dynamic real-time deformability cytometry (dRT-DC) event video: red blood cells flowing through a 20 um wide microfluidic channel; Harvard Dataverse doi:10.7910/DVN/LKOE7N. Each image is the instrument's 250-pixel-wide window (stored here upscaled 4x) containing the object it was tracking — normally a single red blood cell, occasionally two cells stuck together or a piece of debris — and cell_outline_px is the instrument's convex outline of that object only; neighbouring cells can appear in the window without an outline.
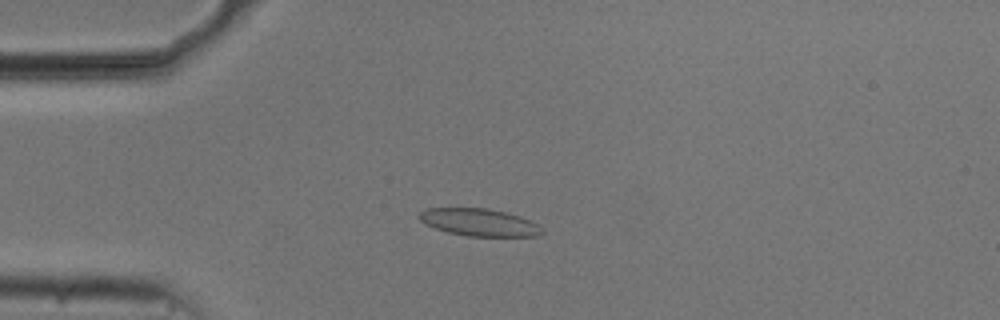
{"species": "common noctule bat (a hibernating species)", "species_latin": "Nyctalus noctula", "temperature_condition": "cold", "stored_images_in_passage": 53, "camera_frame_rate_fps": 3000, "um_per_image_px": 0.085, "animal": {"sex": "male", "body_mass_g": 20.5, "forearm_length_mm": 52.5}, "frame": {"image": 1, "passage_image": 13, "time_ms": 4.0, "image_size_px": [1000, 320], "cell_outline_px": [[544, 232], [536, 236], [468, 236], [448, 232], [436, 228], [420, 220], [420, 212], [424, 208], [488, 208], [520, 216], [536, 224]], "centroid_in_image_um": [40.72, 18.89], "position_along_channel_um": 44.3, "area_um2": 19.25}}
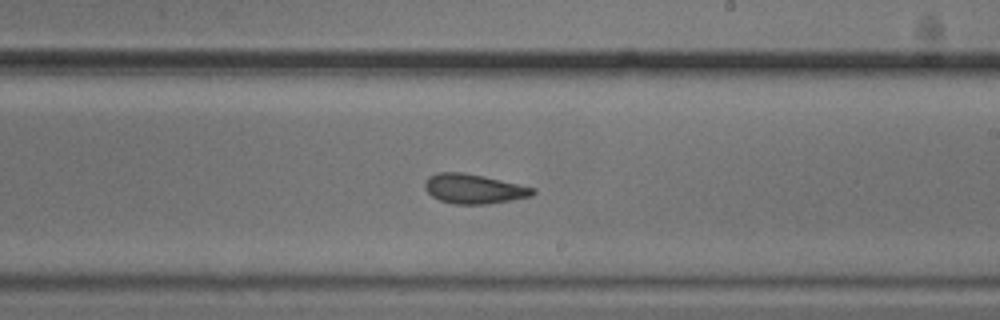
{"frame": {"image": 2, "passage_image": 31, "time_ms": 10.0, "image_size_px": [1000, 320], "cell_outline_px": [[536, 192], [532, 196], [488, 204], [452, 204], [440, 200], [432, 196], [424, 188], [424, 180], [428, 176], [436, 172], [464, 172], [484, 176], [536, 188]], "centroid_in_image_um": [40.25, 16.04], "position_along_channel_um": 248.7, "area_um2": 18.79}}
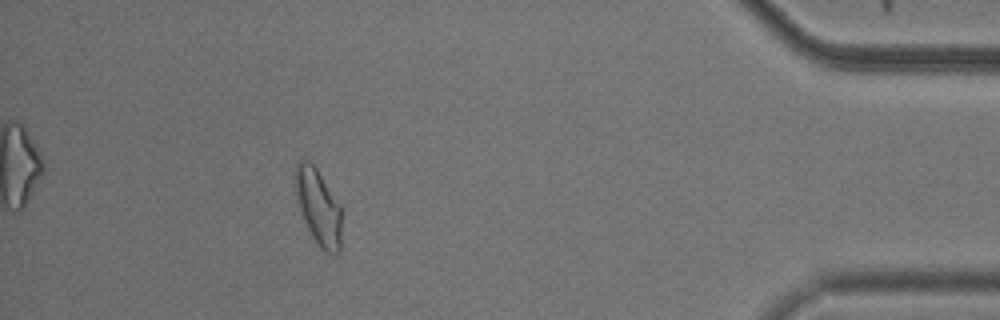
{"frame": {"image": 3, "passage_image": 48, "time_ms": 15.667, "image_size_px": [1000, 320], "cell_outline_px": [[340, 252], [332, 256], [324, 252], [320, 248], [312, 236], [304, 220], [296, 196], [296, 164], [304, 156], [316, 168], [340, 204]], "centroid_in_image_um": [27.07, 17.62], "position_along_channel_um": 408.1, "area_um2": 20.23}, "authors_computed_cell_mechanics": {"area_um2": 19.5364, "velocity_mm_per_s": 3.7208, "shape_relaxation_time_tau1_ms": 9.0962, "shape_relaxation_time_tau2_ms": 2.6328, "deformation_change_tau1": 0.1935, "deformation_change_tau2": 0.0892}}